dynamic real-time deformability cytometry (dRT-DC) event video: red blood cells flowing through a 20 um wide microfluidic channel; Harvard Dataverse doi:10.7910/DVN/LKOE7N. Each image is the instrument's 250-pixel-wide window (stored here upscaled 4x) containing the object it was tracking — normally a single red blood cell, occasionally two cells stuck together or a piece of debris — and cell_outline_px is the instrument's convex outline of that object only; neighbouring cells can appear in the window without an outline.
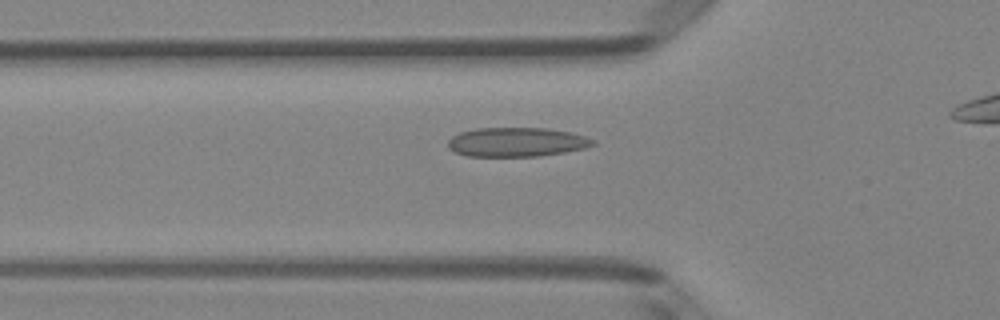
{"species": "Egyptian fruit bat (a non-hibernating species)", "species_latin": "Rousettus aegyptiacus", "temperature_condition": "room temperature", "stored_images_in_passage": 39, "camera_frame_rate_fps": 3000, "um_per_image_px": 0.085, "animal": {"sex": "female"}, "frame": {"image": 1, "passage_image": 12, "time_ms": 3.667, "image_size_px": [1000, 320], "cell_outline_px": [[596, 144], [584, 148], [564, 152], [540, 156], [468, 156], [456, 152], [448, 148], [448, 140], [452, 136], [460, 132], [476, 128], [544, 128], [572, 132], [596, 140]], "centroid_in_image_um": [43.92, 12.07], "position_along_channel_um": 81.9, "area_um2": 24.68}}
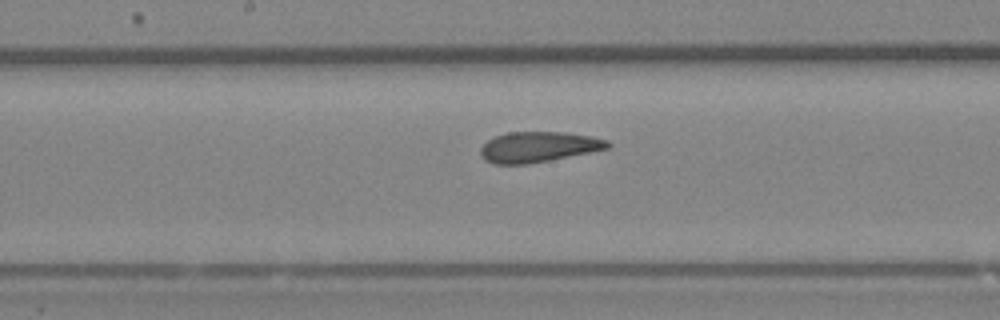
{"frame": {"image": 2, "passage_image": 21, "time_ms": 6.667, "image_size_px": [1000, 320], "cell_outline_px": [[612, 144], [608, 148], [528, 164], [496, 164], [484, 160], [480, 156], [480, 148], [488, 140], [496, 136], [508, 132], [564, 132], [592, 136], [608, 140]], "centroid_in_image_um": [45.74, 12.48], "position_along_channel_um": 202.5, "area_um2": 22.43}}
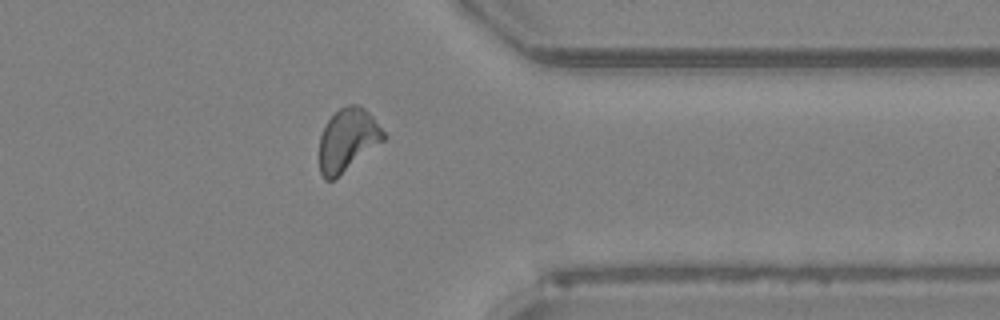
{"frame": {"image": 3, "passage_image": 35, "time_ms": 11.333, "image_size_px": [1000, 320], "cell_outline_px": [[388, 136], [384, 140], [332, 180], [324, 180], [320, 172], [320, 136], [324, 124], [340, 108], [348, 104], [360, 104], [372, 116]], "centroid_in_image_um": [29.55, 11.85], "position_along_channel_um": 381.9, "area_um2": 23.18}, "authors_computed_cell_mechanics": {"area_um2": 23.1778, "velocity_mm_per_s": 4.0173, "shape_relaxation_time_tau1_ms": null, "shape_relaxation_time_tau2_ms": 1.8636, "deformation_change_tau1": null, "deformation_change_tau2": 0.0883}}